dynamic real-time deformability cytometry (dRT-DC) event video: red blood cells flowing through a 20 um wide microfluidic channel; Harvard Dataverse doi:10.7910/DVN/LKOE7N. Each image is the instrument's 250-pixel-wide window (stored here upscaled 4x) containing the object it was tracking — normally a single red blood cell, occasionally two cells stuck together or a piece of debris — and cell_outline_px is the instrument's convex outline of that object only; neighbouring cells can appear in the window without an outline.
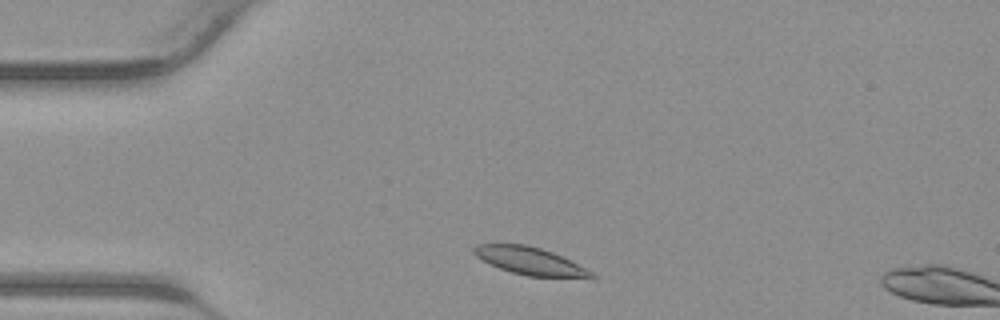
{"species": "common noctule bat (a hibernating species)", "species_latin": "Nyctalus noctula", "temperature_condition": "warm", "stored_images_in_passage": 3, "camera_frame_rate_fps": 3000, "um_per_image_px": 0.085, "animal": {"sex": "male", "body_mass_g": 23.1, "forearm_length_mm": 52.7}, "frame": {"image": 1, "passage_image": 1, "time_ms": 0.0, "image_size_px": [1000, 320], "cell_outline_px": [[596, 276], [528, 276], [512, 272], [500, 268], [476, 256], [472, 252], [472, 248], [476, 244], [528, 244], [552, 252], [592, 272]], "centroid_in_image_um": [44.92, 22.14], "position_along_channel_um": 40.1, "area_um2": 18.03}}